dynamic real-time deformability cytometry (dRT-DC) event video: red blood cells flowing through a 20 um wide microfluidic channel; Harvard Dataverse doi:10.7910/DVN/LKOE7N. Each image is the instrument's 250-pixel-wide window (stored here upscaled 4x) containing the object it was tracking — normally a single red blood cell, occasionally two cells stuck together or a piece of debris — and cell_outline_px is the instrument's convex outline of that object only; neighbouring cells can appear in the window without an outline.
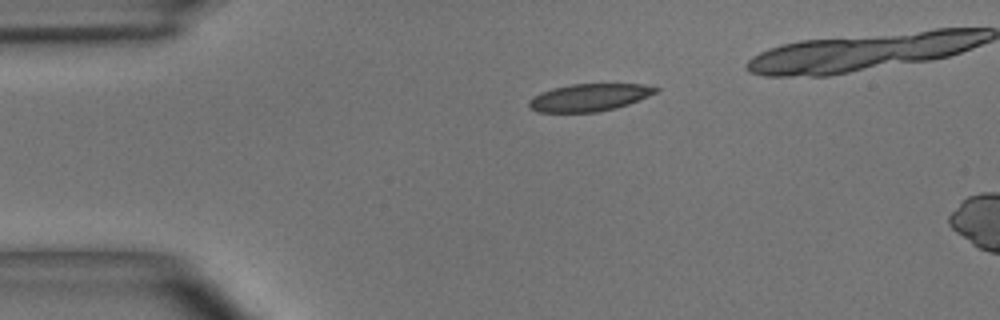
{"species": "common noctule bat (a hibernating species)", "species_latin": "Nyctalus noctula", "temperature_condition": "room temperature", "stored_images_in_passage": 5, "camera_frame_rate_fps": 3000, "um_per_image_px": 0.085, "animal": {"sex": "male", "body_mass_g": 15.6}, "frame": {"image": 1, "passage_image": 5, "time_ms": 1.333, "image_size_px": [1000, 320], "cell_outline_px": [[660, 88], [656, 92], [648, 96], [628, 104], [616, 108], [596, 112], [536, 112], [528, 104], [528, 100], [540, 92], [552, 88], [572, 84], [644, 84]], "centroid_in_image_um": [50.07, 8.28], "position_along_channel_um": 34.9, "area_um2": 20.17}}